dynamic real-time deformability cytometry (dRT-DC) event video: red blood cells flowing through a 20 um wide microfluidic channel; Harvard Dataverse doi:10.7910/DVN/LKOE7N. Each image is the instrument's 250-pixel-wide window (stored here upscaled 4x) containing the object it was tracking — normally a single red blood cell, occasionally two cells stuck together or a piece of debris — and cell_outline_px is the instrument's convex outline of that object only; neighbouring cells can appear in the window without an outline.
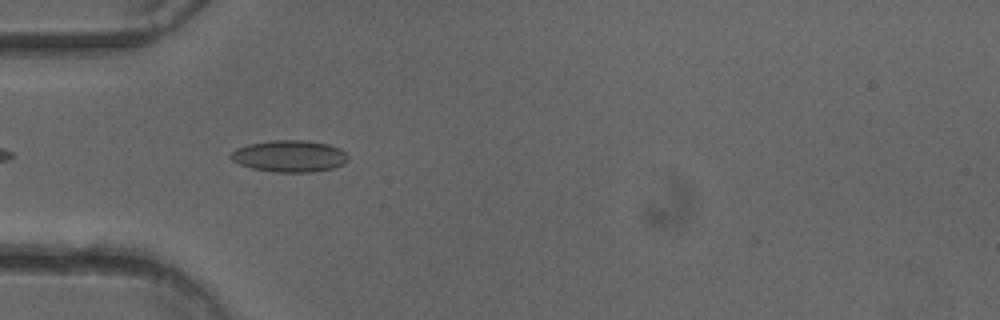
{"species": "common noctule bat (a hibernating species)", "species_latin": "Nyctalus noctula", "temperature_condition": "cold", "stored_images_in_passage": 38, "camera_frame_rate_fps": 3000, "um_per_image_px": 0.085, "animal": {"sex": "female"}, "frame": {"image": 1, "passage_image": 3, "time_ms": 0.667, "image_size_px": [1000, 320], "cell_outline_px": [[348, 160], [344, 164], [336, 168], [312, 172], [272, 172], [252, 168], [240, 164], [232, 160], [228, 156], [236, 148], [248, 144], [272, 140], [308, 140], [328, 144], [340, 148], [348, 156]], "centroid_in_image_um": [24.62, 13.27], "position_along_channel_um": 60.4, "area_um2": 21.91}}
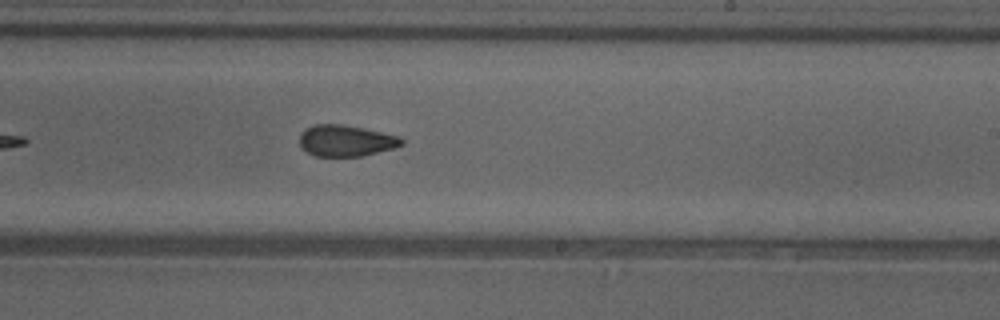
{"frame": {"image": 2, "passage_image": 18, "time_ms": 5.667, "image_size_px": [1000, 320], "cell_outline_px": [[404, 144], [392, 148], [364, 156], [316, 156], [300, 148], [300, 132], [304, 128], [316, 124], [340, 124], [364, 128], [400, 136], [404, 140]], "centroid_in_image_um": [29.39, 11.95], "position_along_channel_um": 259.6, "area_um2": 18.73}}
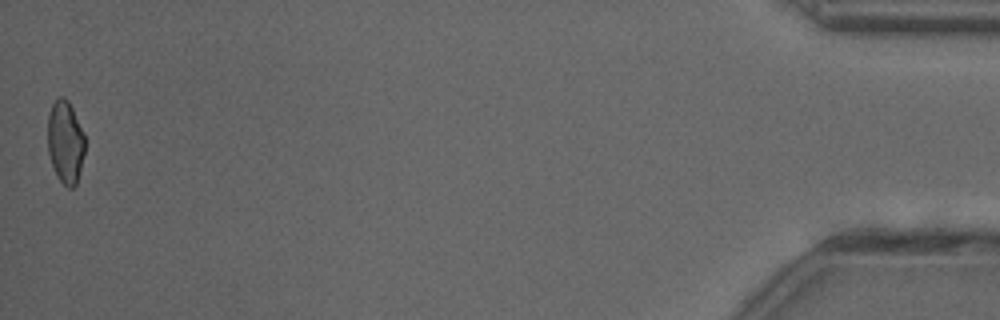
{"frame": {"image": 3, "passage_image": 38, "time_ms": 12.333, "image_size_px": [1000, 320], "cell_outline_px": [[84, 152], [76, 184], [72, 188], [68, 188], [56, 176], [48, 152], [48, 116], [52, 104], [60, 96], [64, 96], [68, 100], [72, 108], [84, 136]], "centroid_in_image_um": [5.53, 12.07], "position_along_channel_um": 429.7, "area_um2": 17.63}, "authors_computed_cell_mechanics": {"area_um2": 19.1607, "velocity_mm_per_s": 4.0241, "shape_relaxation_time_tau1_ms": null, "shape_relaxation_time_tau2_ms": 2.3838, "deformation_change_tau1": null, "deformation_change_tau2": 0.0791}}